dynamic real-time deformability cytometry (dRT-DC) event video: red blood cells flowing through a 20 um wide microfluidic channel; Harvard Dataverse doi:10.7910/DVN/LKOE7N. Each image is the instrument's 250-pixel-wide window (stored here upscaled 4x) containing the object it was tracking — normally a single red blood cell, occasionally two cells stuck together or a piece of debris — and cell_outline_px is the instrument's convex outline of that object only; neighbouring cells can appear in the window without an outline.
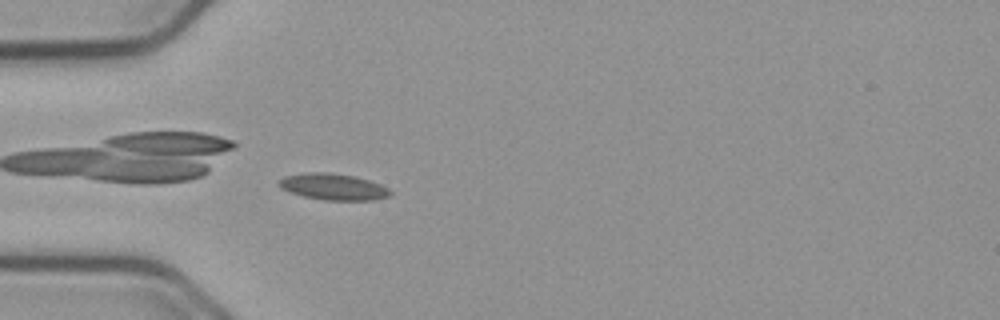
{"species": "common noctule bat (a hibernating species)", "species_latin": "Nyctalus noctula", "temperature_condition": "cold", "stored_images_in_passage": 40, "camera_frame_rate_fps": 3000, "um_per_image_px": 0.085, "animal": {"sex": "male", "body_mass_g": 23.1, "forearm_length_mm": 52.7}, "frame": {"image": 1, "passage_image": 1, "time_ms": 0.0, "image_size_px": [1000, 320], "cell_outline_px": [[392, 192], [388, 196], [376, 200], [324, 200], [304, 196], [288, 192], [280, 188], [276, 184], [284, 176], [304, 172], [328, 172], [352, 176], [368, 180], [380, 184], [388, 188]], "centroid_in_image_um": [28.28, 15.87], "position_along_channel_um": 56.7, "area_um2": 17.17}}
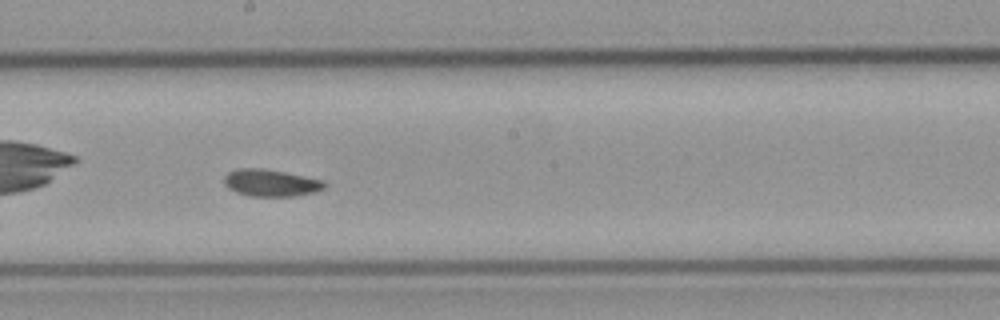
{"frame": {"image": 2, "passage_image": 15, "time_ms": 4.667, "image_size_px": [1000, 320], "cell_outline_px": [[328, 184], [324, 188], [316, 192], [296, 196], [248, 196], [236, 192], [228, 188], [224, 184], [224, 176], [228, 172], [236, 168], [264, 168], [324, 180]], "centroid_in_image_um": [23.02, 15.54], "position_along_channel_um": 225.2, "area_um2": 16.01}}
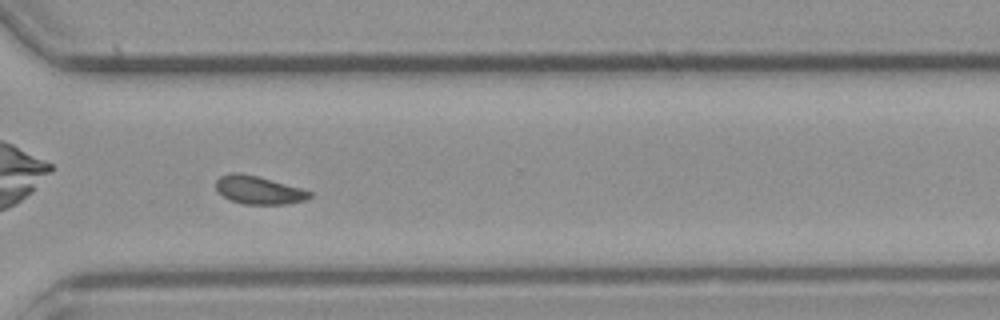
{"frame": {"image": 3, "passage_image": 25, "time_ms": 8.0, "image_size_px": [1000, 320], "cell_outline_px": [[312, 196], [304, 200], [284, 204], [244, 204], [228, 200], [216, 188], [216, 180], [220, 176], [232, 172], [236, 172], [256, 176], [300, 188], [312, 192]], "centroid_in_image_um": [21.96, 16.16], "position_along_channel_um": 348.6, "area_um2": 15.09}, "authors_computed_cell_mechanics": {"area_um2": 15.4037, "velocity_mm_per_s": 3.7159, "shape_relaxation_time_tau1_ms": 8.2826, "shape_relaxation_time_tau2_ms": 4.7977, "deformation_change_tau1": 0.1112, "deformation_change_tau2": 0.0819}}